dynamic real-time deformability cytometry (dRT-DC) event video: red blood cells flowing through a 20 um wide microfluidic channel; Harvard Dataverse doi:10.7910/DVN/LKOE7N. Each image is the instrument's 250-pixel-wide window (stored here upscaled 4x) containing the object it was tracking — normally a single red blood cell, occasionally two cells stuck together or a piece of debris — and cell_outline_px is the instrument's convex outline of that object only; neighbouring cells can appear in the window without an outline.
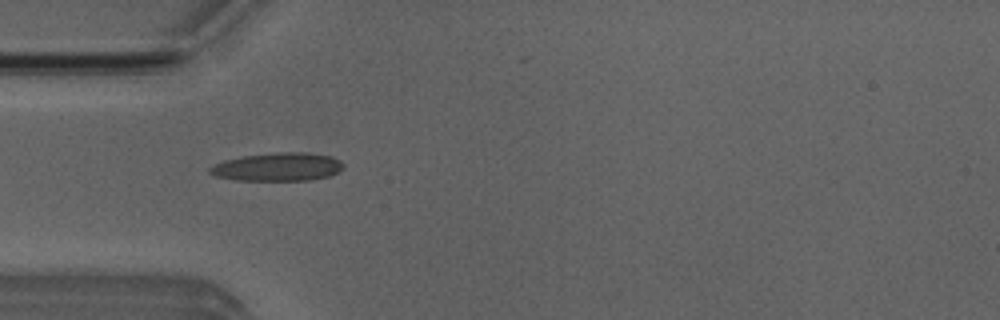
{"species": "Egyptian fruit bat (a non-hibernating species)", "species_latin": "Rousettus aegyptiacus", "temperature_condition": "room temperature", "stored_images_in_passage": 28, "camera_frame_rate_fps": 3000, "um_per_image_px": 0.085, "animal": {"sex": "male"}, "frame": {"image": 1, "passage_image": 3, "time_ms": 0.667, "image_size_px": [1000, 320], "cell_outline_px": [[344, 168], [328, 176], [308, 180], [236, 180], [216, 176], [208, 172], [208, 168], [224, 160], [244, 156], [280, 152], [304, 152], [332, 156], [340, 160], [344, 164]], "centroid_in_image_um": [23.62, 14.18], "position_along_channel_um": 61.4, "area_um2": 21.85}}
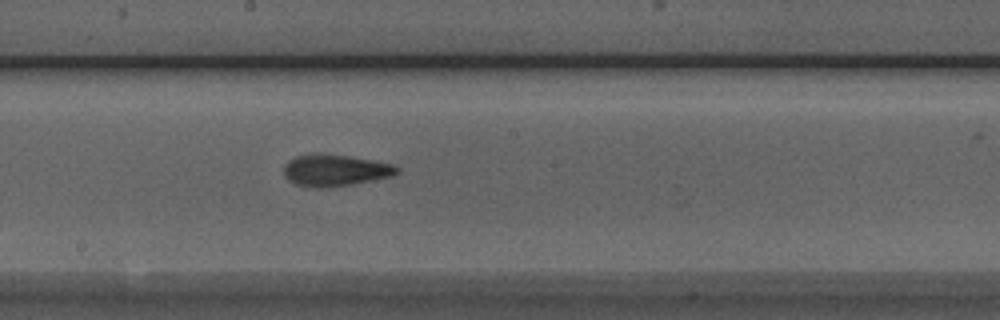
{"frame": {"image": 2, "passage_image": 15, "time_ms": 4.667, "image_size_px": [1000, 320], "cell_outline_px": [[400, 172], [392, 176], [352, 184], [324, 188], [316, 188], [296, 184], [288, 180], [284, 176], [284, 164], [288, 160], [296, 156], [312, 152], [316, 152], [348, 156], [372, 160], [392, 164], [400, 168]], "centroid_in_image_um": [28.45, 14.46], "position_along_channel_um": 219.7, "area_um2": 21.1}}
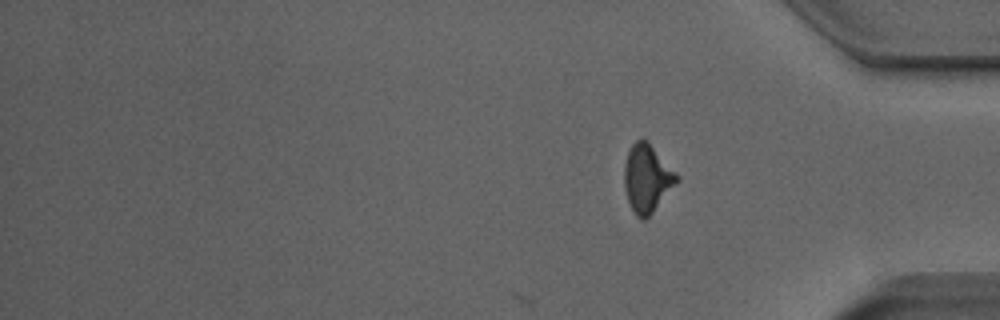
{"frame": {"image": 3, "passage_image": 28, "time_ms": 9.0, "image_size_px": [1000, 320], "cell_outline_px": [[680, 180], [652, 212], [644, 220], [640, 220], [636, 216], [628, 200], [624, 184], [624, 168], [628, 152], [632, 144], [636, 140], [648, 140], [680, 176]], "centroid_in_image_um": [55.02, 15.14], "position_along_channel_um": 380.2, "area_um2": 20.69}, "authors_computed_cell_mechanics": {"area_um2": 19.8543, "velocity_mm_per_s": 3.974, "shape_relaxation_time_tau1_ms": 3.5529, "shape_relaxation_time_tau2_ms": 1.8481, "deformation_change_tau1": 0.1647, "deformation_change_tau2": 0.1091}}